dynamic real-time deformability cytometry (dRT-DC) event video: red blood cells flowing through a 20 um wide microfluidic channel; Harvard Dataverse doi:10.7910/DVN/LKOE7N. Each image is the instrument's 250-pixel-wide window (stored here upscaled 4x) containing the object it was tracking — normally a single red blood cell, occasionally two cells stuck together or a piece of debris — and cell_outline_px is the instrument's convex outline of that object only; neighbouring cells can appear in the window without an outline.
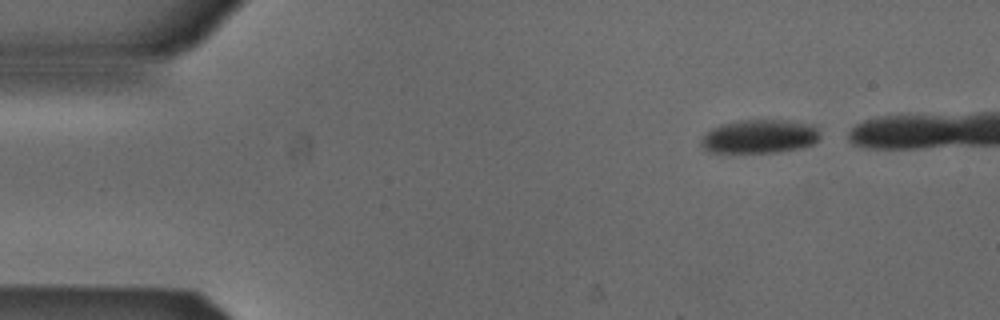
{"species": "Egyptian fruit bat (a non-hibernating species)", "species_latin": "Rousettus aegyptiacus", "temperature_condition": "cold", "stored_images_in_passage": 7, "segment_of_instrument_passage": [1, 2], "camera_frame_rate_fps": 3000, "um_per_image_px": 0.085, "animal": {"sex": "male"}, "frame": {"image": 1, "passage_image": 1, "time_ms": 0.0, "image_size_px": [1000, 320], "cell_outline_px": [[820, 136], [812, 144], [800, 148], [780, 152], [728, 156], [708, 152], [700, 144], [700, 140], [712, 128], [720, 124], [736, 120], [780, 120], [804, 124], [816, 128]], "centroid_in_image_um": [64.42, 11.67], "position_along_channel_um": 20.6, "area_um2": 24.04}}
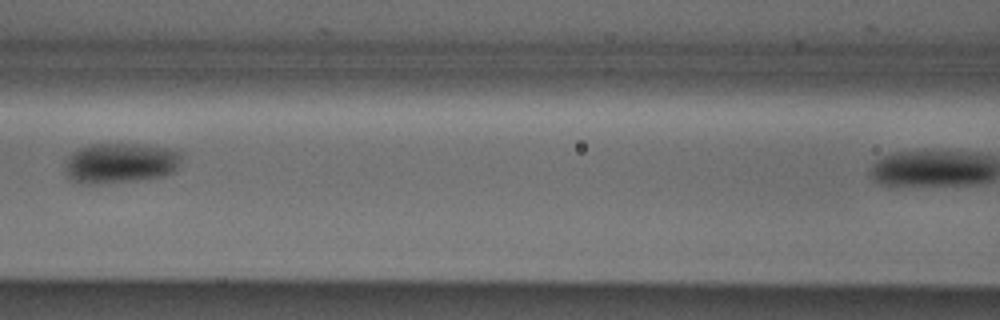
{"frame": {"image": 2, "passage_image": 6, "time_ms": 1.667, "image_size_px": [1000, 320], "cell_outline_px": [[180, 168], [176, 172], [164, 176], [108, 184], [80, 184], [72, 180], [68, 176], [64, 164], [72, 152], [88, 144], [148, 144], [180, 148]], "centroid_in_image_um": [10.3, 13.85], "position_along_channel_um": 156.3, "area_um2": 28.21}}